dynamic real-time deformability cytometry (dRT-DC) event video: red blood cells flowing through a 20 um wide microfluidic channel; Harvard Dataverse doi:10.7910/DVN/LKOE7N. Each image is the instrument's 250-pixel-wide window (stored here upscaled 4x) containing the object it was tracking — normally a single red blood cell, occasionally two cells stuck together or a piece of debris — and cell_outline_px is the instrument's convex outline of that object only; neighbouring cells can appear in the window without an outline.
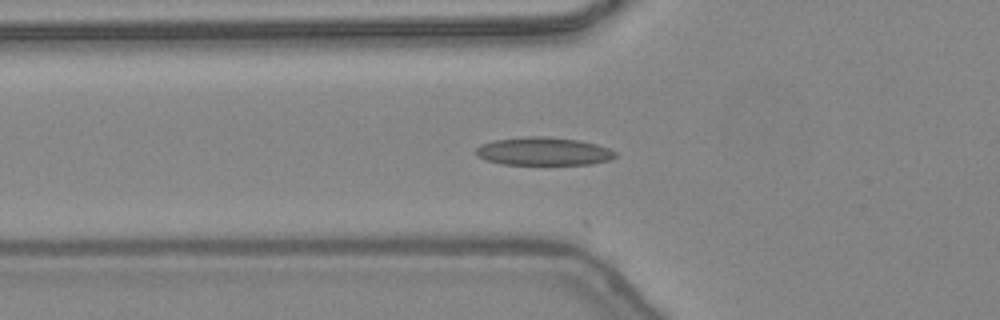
{"species": "common noctule bat (a hibernating species)", "species_latin": "Nyctalus noctula", "temperature_condition": "warm", "stored_images_in_passage": 20, "camera_frame_rate_fps": 3000, "um_per_image_px": 0.085, "animal": {"sex": "female", "body_mass_g": 24.6, "forearm_length_mm": 56.2}, "frame": {"image": 1, "passage_image": 17, "time_ms": 5.333, "image_size_px": [1000, 320], "cell_outline_px": [[616, 156], [608, 160], [592, 164], [504, 164], [484, 160], [476, 156], [476, 148], [480, 144], [492, 140], [524, 136], [544, 136], [580, 140], [596, 144], [608, 148], [616, 152]], "centroid_in_image_um": [46.15, 12.85], "position_along_channel_um": 79.6, "area_um2": 22.95}}
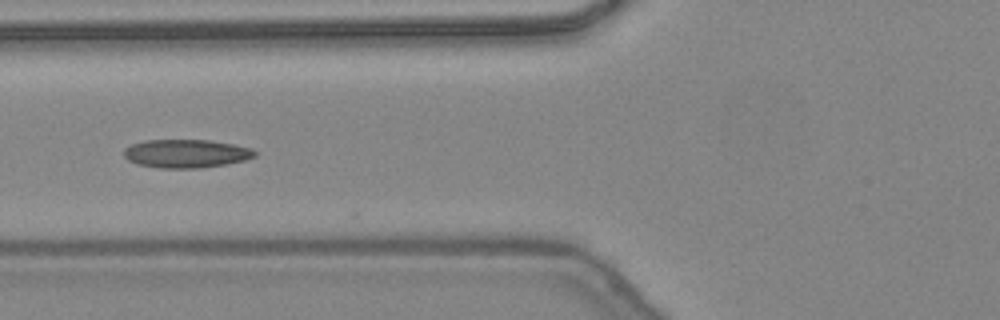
{"frame": {"image": 2, "passage_image": 19, "time_ms": 6.0, "image_size_px": [1000, 320], "cell_outline_px": [[256, 156], [244, 160], [224, 164], [200, 168], [160, 168], [136, 164], [128, 160], [124, 156], [124, 148], [132, 144], [144, 140], [208, 140], [232, 144], [252, 148], [256, 152]], "centroid_in_image_um": [15.79, 13.05], "position_along_channel_um": 110.0, "area_um2": 21.62}}